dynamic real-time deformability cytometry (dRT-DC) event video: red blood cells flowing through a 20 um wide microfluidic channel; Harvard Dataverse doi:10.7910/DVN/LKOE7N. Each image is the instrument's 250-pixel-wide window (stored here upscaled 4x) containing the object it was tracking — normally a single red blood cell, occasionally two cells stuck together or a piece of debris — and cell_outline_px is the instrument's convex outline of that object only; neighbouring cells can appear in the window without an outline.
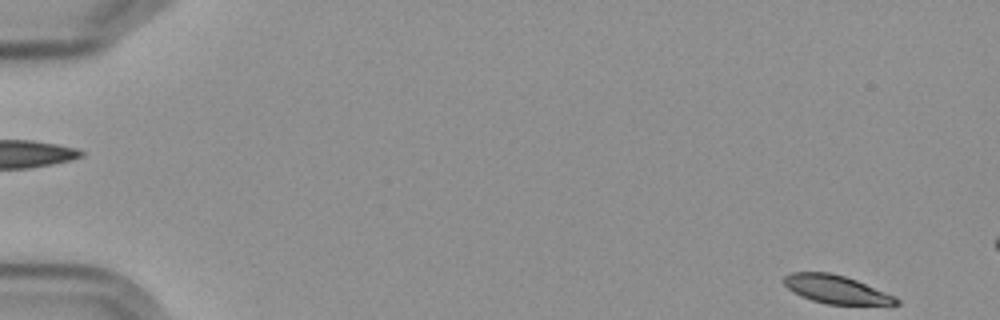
{"species": "Egyptian fruit bat (a non-hibernating species)", "species_latin": "Rousettus aegyptiacus", "temperature_condition": "cold", "stored_images_in_passage": 6, "segment_of_instrument_passage": [2, 2], "camera_frame_rate_fps": 3000, "um_per_image_px": 0.085, "frame": {"image": 1, "passage_image": 6, "time_ms": 6.0, "image_size_px": [1000, 320], "cell_outline_px": [[900, 304], [824, 304], [800, 296], [792, 292], [780, 280], [784, 276], [792, 272], [828, 272], [844, 276], [856, 280], [896, 296], [900, 300]], "centroid_in_image_um": [71.03, 24.59], "position_along_channel_um": 14.0, "area_um2": 18.5}}